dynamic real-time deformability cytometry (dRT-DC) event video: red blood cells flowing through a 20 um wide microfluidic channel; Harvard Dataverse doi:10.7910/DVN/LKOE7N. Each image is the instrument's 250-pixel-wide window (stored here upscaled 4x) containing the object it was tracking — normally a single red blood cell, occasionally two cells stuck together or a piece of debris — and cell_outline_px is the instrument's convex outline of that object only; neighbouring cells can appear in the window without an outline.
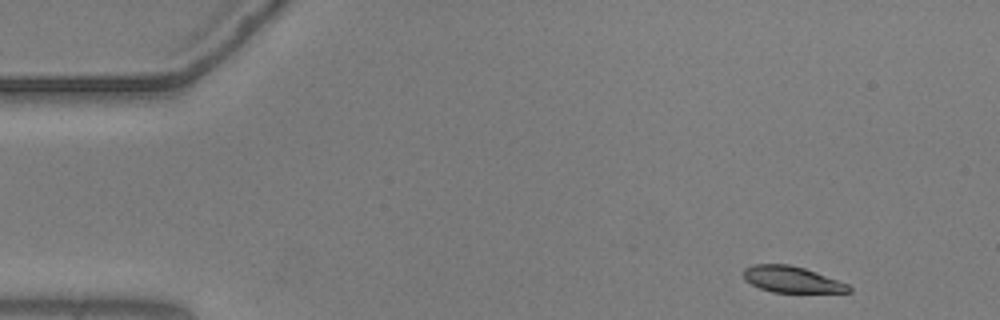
{"species": "common noctule bat (a hibernating species)", "species_latin": "Nyctalus noctula", "temperature_condition": "warm", "stored_images_in_passage": 51, "camera_frame_rate_fps": 3000, "um_per_image_px": 0.085, "animal": {"sex": "male", "body_mass_g": 20.5, "forearm_length_mm": 52.5}, "frame": {"image": 1, "passage_image": 1, "time_ms": 0.0, "image_size_px": [1000, 320], "cell_outline_px": [[852, 292], [772, 292], [760, 288], [744, 280], [744, 268], [752, 264], [788, 264], [804, 268], [848, 284], [852, 288]], "centroid_in_image_um": [67.28, 23.75], "position_along_channel_um": 17.7, "area_um2": 15.95}}
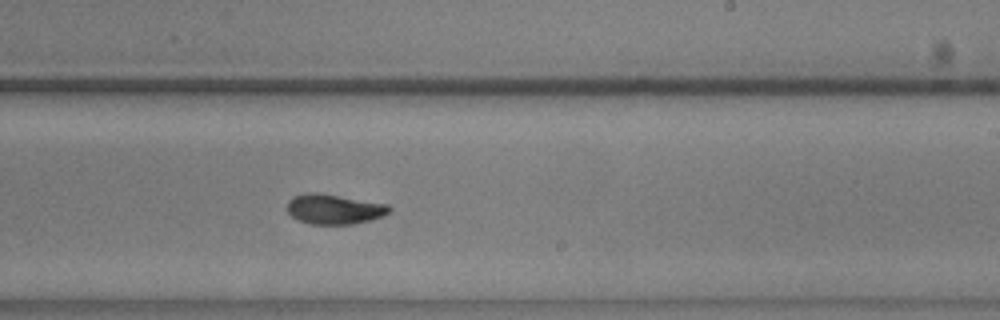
{"frame": {"image": 2, "passage_image": 29, "time_ms": 9.333, "image_size_px": [1000, 320], "cell_outline_px": [[392, 208], [384, 216], [372, 220], [352, 224], [312, 224], [300, 220], [292, 216], [288, 212], [288, 200], [292, 196], [308, 192], [316, 192], [388, 204]], "centroid_in_image_um": [28.42, 17.77], "position_along_channel_um": 260.6, "area_um2": 17.8}}
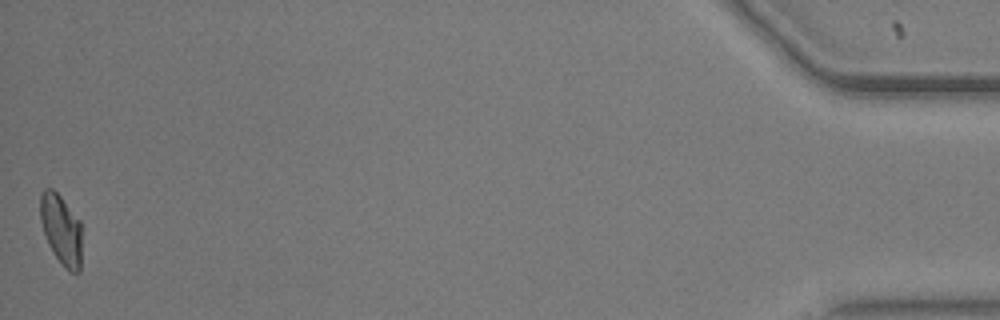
{"frame": {"image": 3, "passage_image": 51, "time_ms": 16.667, "image_size_px": [1000, 320], "cell_outline_px": [[80, 272], [68, 272], [60, 264], [48, 244], [40, 220], [40, 192], [44, 188], [52, 188], [60, 196], [80, 220]], "centroid_in_image_um": [5.18, 19.51], "position_along_channel_um": 430.0, "area_um2": 16.99}, "authors_computed_cell_mechanics": {"area_um2": 17.5712, "velocity_mm_per_s": 3.6367, "shape_relaxation_time_tau1_ms": 4.1296, "shape_relaxation_time_tau2_ms": 2.4636, "deformation_change_tau1": 0.1562, "deformation_change_tau2": 0.0614}}